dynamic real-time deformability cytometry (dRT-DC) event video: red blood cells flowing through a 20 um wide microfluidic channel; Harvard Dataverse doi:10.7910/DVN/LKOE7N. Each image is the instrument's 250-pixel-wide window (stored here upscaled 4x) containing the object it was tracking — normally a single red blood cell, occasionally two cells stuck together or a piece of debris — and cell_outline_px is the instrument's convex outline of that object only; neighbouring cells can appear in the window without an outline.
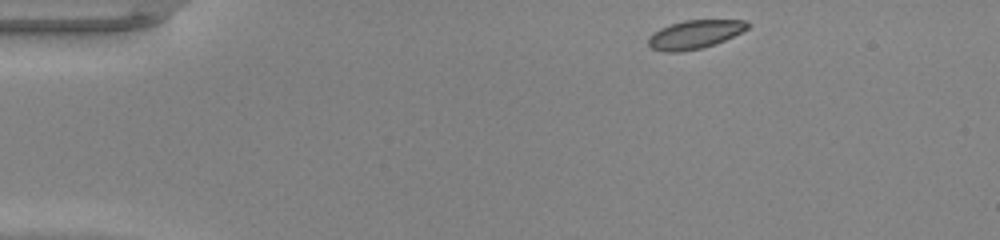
{"species": "common noctule bat (a hibernating species)", "species_latin": "Nyctalus noctula", "temperature_condition": "warm", "stored_images_in_passage": 42, "camera_frame_rate_fps": 3000, "um_per_image_px": 0.085, "animal": {"sex": "male", "body_mass_g": 20.0, "forearm_length_mm": 53.3}, "frame": {"image": 1, "passage_image": 1, "time_ms": 0.0, "image_size_px": [1000, 240], "cell_outline_px": [[752, 24], [748, 28], [724, 40], [700, 48], [676, 52], [664, 52], [652, 48], [648, 44], [648, 36], [652, 32], [660, 28], [684, 20], [744, 20]], "centroid_in_image_um": [59.02, 2.91], "position_along_channel_um": 26.0, "area_um2": 16.3}}
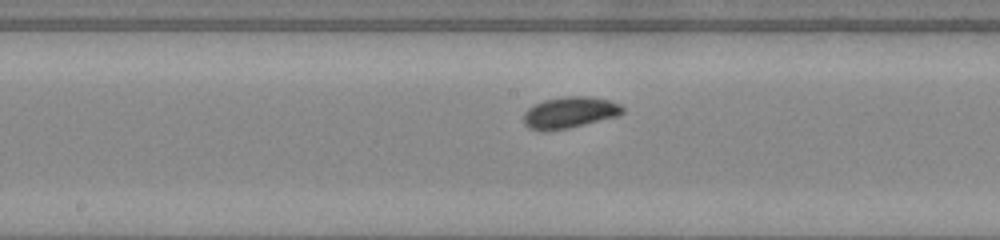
{"frame": {"image": 2, "passage_image": 19, "time_ms": 6.0, "image_size_px": [1000, 240], "cell_outline_px": [[624, 112], [620, 116], [568, 128], [548, 132], [540, 132], [528, 128], [524, 124], [524, 112], [528, 108], [544, 100], [568, 96], [592, 96], [608, 100], [620, 104], [624, 108]], "centroid_in_image_um": [48.43, 9.58], "position_along_channel_um": 199.8, "area_um2": 18.38}}
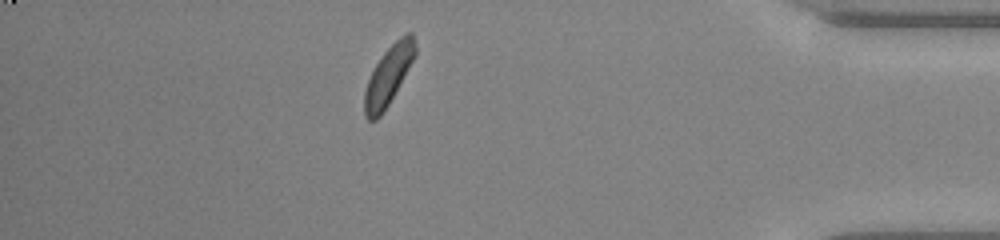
{"frame": {"image": 3, "passage_image": 36, "time_ms": 11.667, "image_size_px": [1000, 240], "cell_outline_px": [[416, 56], [388, 104], [380, 116], [376, 120], [368, 120], [364, 116], [364, 92], [368, 80], [376, 64], [384, 52], [400, 36], [408, 32], [412, 32], [416, 48]], "centroid_in_image_um": [33.02, 6.41], "position_along_channel_um": 402.2, "area_um2": 17.17}, "authors_computed_cell_mechanics": {"area_um2": 17.051, "velocity_mm_per_s": 4.2519, "shape_relaxation_time_tau1_ms": 4.5174, "shape_relaxation_time_tau2_ms": null, "deformation_change_tau1": 0.1623, "deformation_change_tau2": null}}